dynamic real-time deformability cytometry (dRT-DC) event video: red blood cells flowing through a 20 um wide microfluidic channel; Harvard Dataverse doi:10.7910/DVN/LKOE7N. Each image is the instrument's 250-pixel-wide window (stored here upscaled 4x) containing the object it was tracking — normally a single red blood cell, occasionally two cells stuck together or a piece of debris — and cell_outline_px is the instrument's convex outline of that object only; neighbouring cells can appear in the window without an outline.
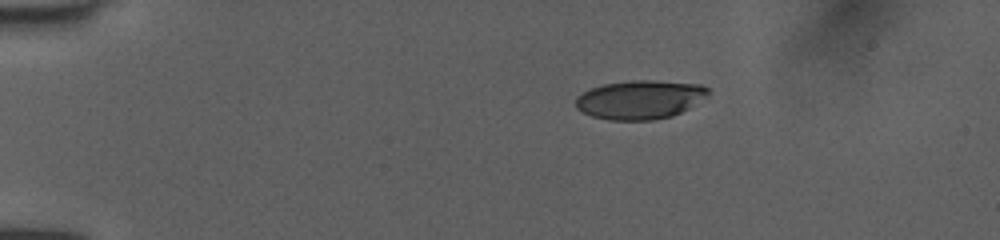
{"species": "human", "species_latin": "Homo sapiens", "temperature_condition": "room temperature", "stored_images_in_passage": 43, "camera_frame_rate_fps": 3000, "um_per_image_px": 0.085, "donor": {"sex": "female"}, "frame": {"image": 1, "passage_image": 1, "time_ms": 0.0, "image_size_px": [1000, 240], "cell_outline_px": [[708, 92], [688, 108], [672, 116], [652, 120], [608, 120], [592, 116], [576, 108], [576, 96], [592, 88], [604, 84], [636, 80], [652, 80], [700, 84], [708, 88]], "centroid_in_image_um": [54.35, 8.47], "position_along_channel_um": 30.7, "area_um2": 29.48}}
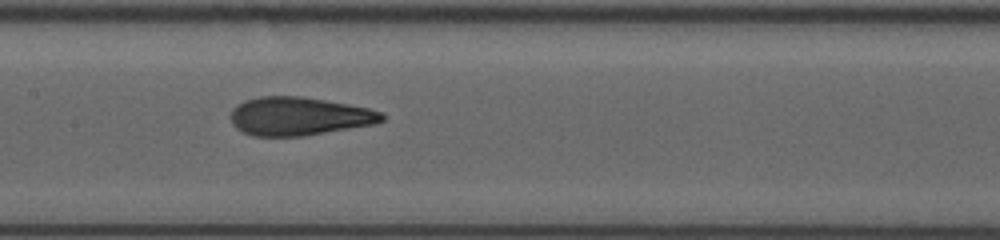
{"frame": {"image": 2, "passage_image": 18, "time_ms": 5.667, "image_size_px": [1000, 240], "cell_outline_px": [[388, 116], [384, 120], [376, 124], [304, 136], [252, 136], [236, 128], [232, 124], [232, 108], [236, 104], [244, 100], [260, 96], [300, 96], [348, 104], [368, 108], [380, 112]], "centroid_in_image_um": [25.42, 9.88], "position_along_channel_um": 182.0, "area_um2": 33.93}}
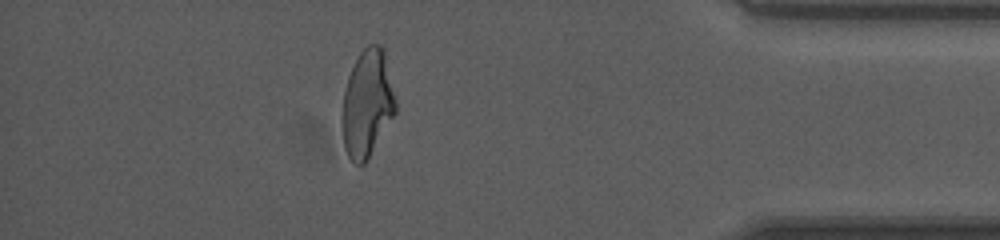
{"frame": {"image": 3, "passage_image": 37, "time_ms": 12.0, "image_size_px": [1000, 240], "cell_outline_px": [[396, 112], [368, 160], [364, 164], [356, 164], [348, 156], [344, 148], [340, 124], [340, 120], [344, 92], [348, 76], [360, 52], [368, 44], [380, 44], [384, 48], [396, 100]], "centroid_in_image_um": [31.2, 8.82], "position_along_channel_um": 404.0, "area_um2": 33.87}, "authors_computed_cell_mechanics": {"area_um2": 33.6974, "velocity_mm_per_s": 4.0331, "shape_relaxation_time_tau1_ms": null, "shape_relaxation_time_tau2_ms": 0.9797, "deformation_change_tau1": null, "deformation_change_tau2": 0.0882}}